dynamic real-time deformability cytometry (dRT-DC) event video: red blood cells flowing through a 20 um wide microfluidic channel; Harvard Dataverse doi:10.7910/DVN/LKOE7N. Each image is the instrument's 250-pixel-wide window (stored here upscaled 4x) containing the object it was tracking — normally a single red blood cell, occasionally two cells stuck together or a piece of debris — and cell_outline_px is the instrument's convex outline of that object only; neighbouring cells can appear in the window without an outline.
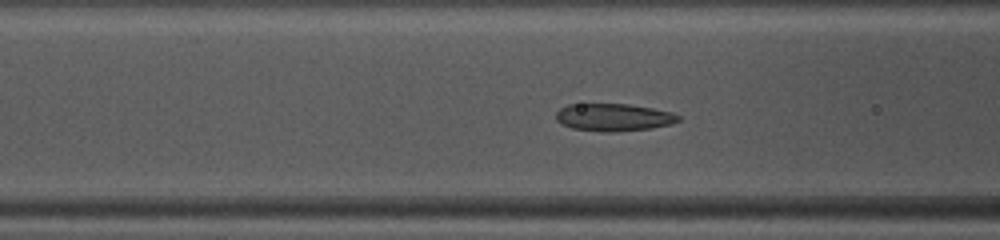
{"species": "common noctule bat (a hibernating species)", "species_latin": "Nyctalus noctula", "temperature_condition": "warm", "stored_images_in_passage": 39, "camera_frame_rate_fps": 3000, "um_per_image_px": 0.085, "animal": {"sex": "female", "body_mass_g": 10.0, "forearm_length_mm": 53.1}, "frame": {"image": 1, "passage_image": 8, "time_ms": 2.333, "image_size_px": [1000, 240], "cell_outline_px": [[680, 120], [672, 124], [652, 128], [616, 132], [604, 132], [572, 128], [556, 120], [556, 112], [560, 108], [568, 104], [628, 104], [652, 108], [672, 112], [680, 116]], "centroid_in_image_um": [52.18, 9.97], "position_along_channel_um": 114.4, "area_um2": 19.65}}
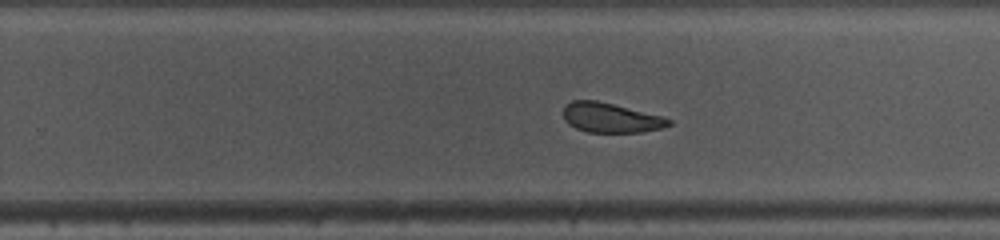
{"frame": {"image": 2, "passage_image": 20, "time_ms": 6.333, "image_size_px": [1000, 240], "cell_outline_px": [[672, 124], [660, 128], [640, 132], [588, 132], [576, 128], [568, 124], [564, 120], [564, 104], [572, 100], [596, 100], [660, 116], [672, 120]], "centroid_in_image_um": [51.85, 10.01], "position_along_channel_um": 277.9, "area_um2": 17.98}}
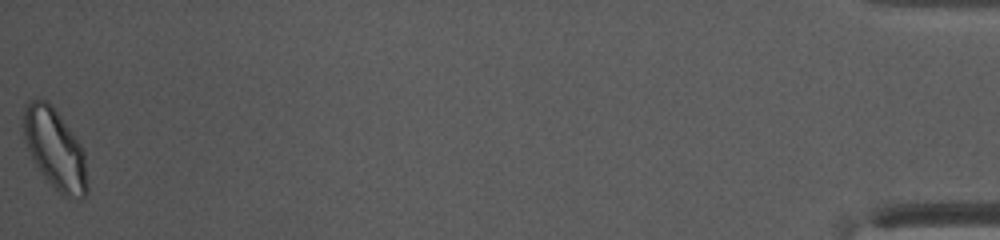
{"frame": {"image": 3, "passage_image": 39, "time_ms": 12.667, "image_size_px": [1000, 240], "cell_outline_px": [[88, 192], [80, 200], [64, 196], [44, 176], [36, 164], [28, 148], [24, 136], [24, 108], [32, 100], [48, 100], [80, 144], [84, 152], [88, 184]], "centroid_in_image_um": [4.71, 12.7], "position_along_channel_um": 430.5, "area_um2": 29.13}, "authors_computed_cell_mechanics": {"area_um2": 19.652, "velocity_mm_per_s": 4.0785, "shape_relaxation_time_tau1_ms": 3.2489, "shape_relaxation_time_tau2_ms": 1.4959, "deformation_change_tau1": 0.1142, "deformation_change_tau2": 0.0851}}